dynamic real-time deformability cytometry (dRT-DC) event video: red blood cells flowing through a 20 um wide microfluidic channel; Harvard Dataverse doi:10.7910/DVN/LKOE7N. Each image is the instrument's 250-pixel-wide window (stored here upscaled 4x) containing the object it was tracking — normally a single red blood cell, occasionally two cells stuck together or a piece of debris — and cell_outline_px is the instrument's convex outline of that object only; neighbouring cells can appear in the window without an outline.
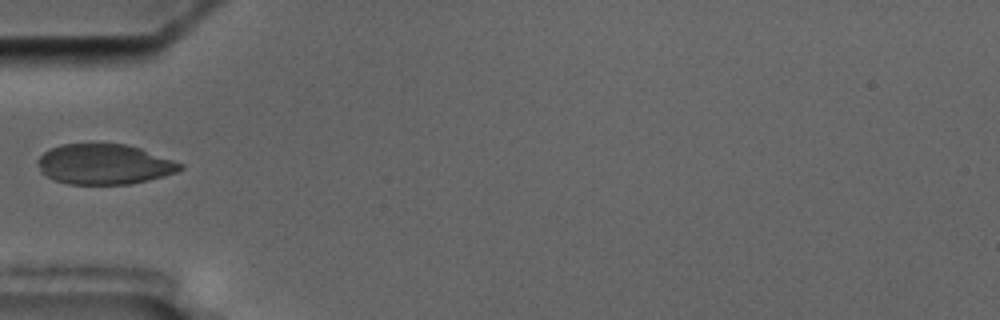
{"species": "common noctule bat (a hibernating species)", "species_latin": "Nyctalus noctula", "temperature_condition": "cold", "stored_images_in_passage": 5, "camera_frame_rate_fps": 3000, "um_per_image_px": 0.085, "animal": {"sex": "male", "body_mass_g": 17.5, "forearm_length_mm": 52.3}, "frame": {"image": 1, "passage_image": 5, "time_ms": 4.667, "image_size_px": [1000, 320], "cell_outline_px": [[184, 168], [176, 172], [164, 176], [148, 180], [128, 184], [68, 184], [56, 180], [40, 172], [36, 160], [48, 148], [60, 144], [124, 144], [140, 148], [184, 164]], "centroid_in_image_um": [8.84, 13.96], "position_along_channel_um": 76.2, "area_um2": 33.41}}